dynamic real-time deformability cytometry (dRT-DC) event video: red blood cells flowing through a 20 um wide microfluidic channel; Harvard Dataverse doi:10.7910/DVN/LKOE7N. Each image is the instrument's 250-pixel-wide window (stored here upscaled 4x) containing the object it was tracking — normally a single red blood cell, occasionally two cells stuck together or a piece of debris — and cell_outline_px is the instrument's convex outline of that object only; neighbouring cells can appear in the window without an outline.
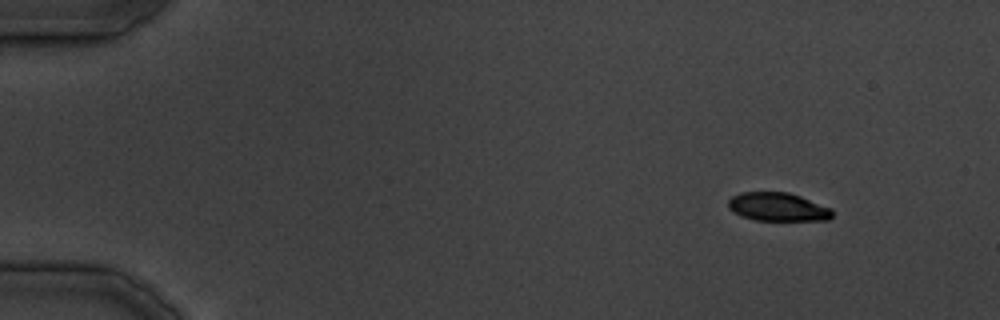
{"species": "common noctule bat (a hibernating species)", "species_latin": "Nyctalus noctula", "temperature_condition": "cold", "stored_images_in_passage": 7, "camera_frame_rate_fps": 3000, "um_per_image_px": 0.085, "animal": {"sex": "male", "body_mass_g": 19.5, "forearm_length_mm": 54.6}, "frame": {"image": 1, "passage_image": 1, "time_ms": 0.0, "image_size_px": [1000, 320], "cell_outline_px": [[832, 216], [828, 220], [756, 220], [740, 216], [728, 208], [728, 200], [732, 196], [740, 192], [788, 192], [800, 196], [832, 208]], "centroid_in_image_um": [66.09, 17.58], "position_along_channel_um": 18.9, "area_um2": 17.28}}